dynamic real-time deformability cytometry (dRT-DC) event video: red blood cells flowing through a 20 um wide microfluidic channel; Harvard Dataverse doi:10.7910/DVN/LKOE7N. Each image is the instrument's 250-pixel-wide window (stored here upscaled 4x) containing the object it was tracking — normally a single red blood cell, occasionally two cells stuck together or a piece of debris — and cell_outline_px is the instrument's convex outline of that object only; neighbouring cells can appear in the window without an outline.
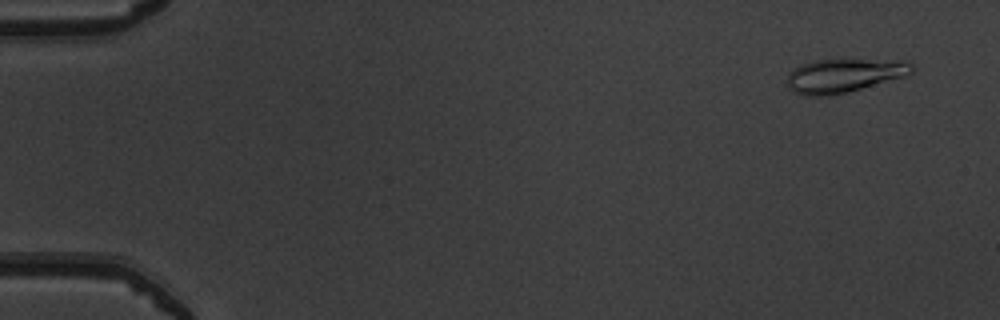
{"species": "common noctule bat (a hibernating species)", "species_latin": "Nyctalus noctula", "temperature_condition": "warm", "stored_images_in_passage": 51, "camera_frame_rate_fps": 3000, "um_per_image_px": 0.085, "animal": {"sex": "male", "body_mass_g": 19.5, "forearm_length_mm": 54.6}, "frame": {"image": 1, "passage_image": 3, "time_ms": 0.667, "image_size_px": [1000, 320], "cell_outline_px": [[912, 72], [904, 76], [848, 92], [828, 96], [804, 96], [792, 92], [788, 88], [788, 72], [792, 68], [800, 64], [816, 60], [904, 60], [912, 64]], "centroid_in_image_um": [71.67, 6.43], "position_along_channel_um": 13.3, "area_um2": 24.51}}
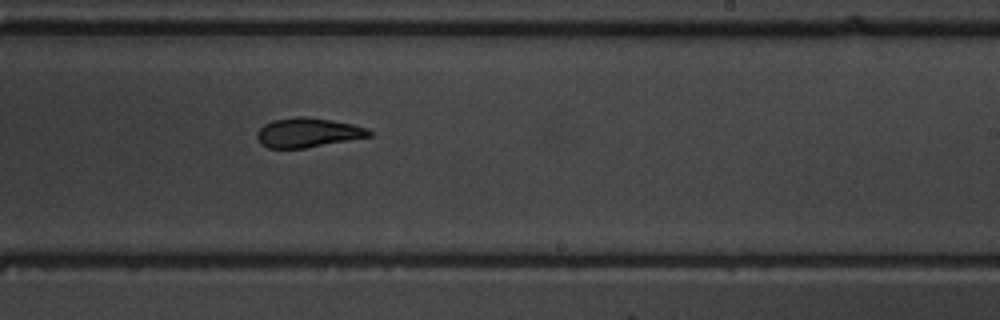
{"frame": {"image": 2, "passage_image": 32, "time_ms": 10.333, "image_size_px": [1000, 320], "cell_outline_px": [[372, 136], [304, 148], [268, 148], [260, 144], [256, 136], [256, 132], [264, 124], [272, 120], [296, 116], [304, 116], [332, 120], [352, 124], [368, 128], [372, 132]], "centroid_in_image_um": [26.14, 11.26], "position_along_channel_um": 262.9, "area_um2": 19.31}}
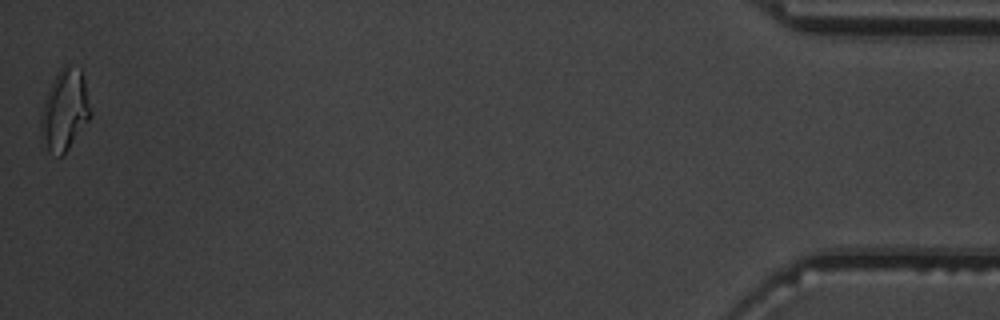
{"frame": {"image": 3, "passage_image": 51, "time_ms": 16.667, "image_size_px": [1000, 320], "cell_outline_px": [[92, 116], [68, 148], [60, 156], [48, 152], [40, 136], [40, 112], [48, 88], [56, 72], [64, 64], [68, 64], [80, 68], [84, 80], [92, 112]], "centroid_in_image_um": [5.48, 9.33], "position_along_channel_um": 429.7, "area_um2": 23.76}, "authors_computed_cell_mechanics": {"area_um2": 20.1144, "velocity_mm_per_s": 3.9939, "shape_relaxation_time_tau1_ms": 7.6694, "shape_relaxation_time_tau2_ms": 3.3194, "deformation_change_tau1": 0.2359, "deformation_change_tau2": 0.0906}}